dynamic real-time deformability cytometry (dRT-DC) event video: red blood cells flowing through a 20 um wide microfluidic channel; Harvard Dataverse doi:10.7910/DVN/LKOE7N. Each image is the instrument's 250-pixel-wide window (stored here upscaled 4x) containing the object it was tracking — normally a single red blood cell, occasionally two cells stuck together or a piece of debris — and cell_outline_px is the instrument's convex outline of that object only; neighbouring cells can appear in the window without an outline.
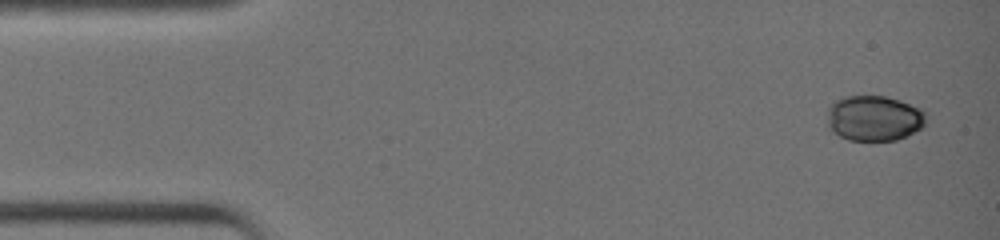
{"species": "common noctule bat (a hibernating species)", "species_latin": "Nyctalus noctula", "temperature_condition": "warm", "stored_images_in_passage": 40, "camera_frame_rate_fps": 3000, "um_per_image_px": 0.085, "animal": {"sex": "female", "body_mass_g": 19.0, "forearm_length_mm": 51.5}, "frame": {"image": 1, "passage_image": 1, "time_ms": 0.0, "image_size_px": [1000, 240], "cell_outline_px": [[928, 116], [924, 124], [920, 128], [908, 136], [896, 140], [848, 140], [840, 136], [828, 128], [828, 108], [836, 100], [844, 96], [884, 96], [900, 100], [920, 108], [928, 112]], "centroid_in_image_um": [74.33, 10.04], "position_along_channel_um": 10.7, "area_um2": 26.36}}
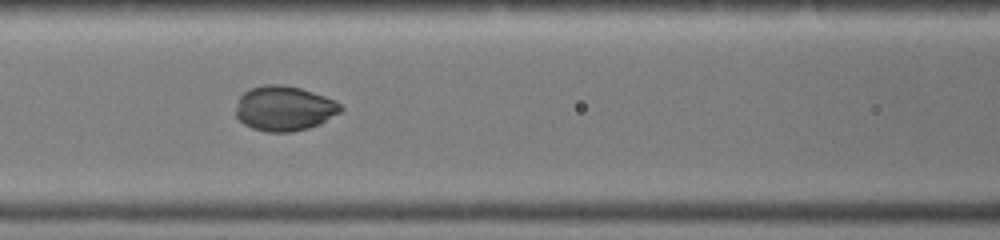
{"frame": {"image": 2, "passage_image": 17, "time_ms": 5.333, "image_size_px": [1000, 240], "cell_outline_px": [[344, 108], [340, 112], [320, 124], [308, 128], [292, 132], [268, 132], [252, 128], [244, 124], [236, 116], [236, 108], [240, 96], [244, 92], [252, 88], [264, 84], [280, 84], [300, 88], [336, 100]], "centroid_in_image_um": [24.17, 9.22], "position_along_channel_um": 142.4, "area_um2": 27.4}}
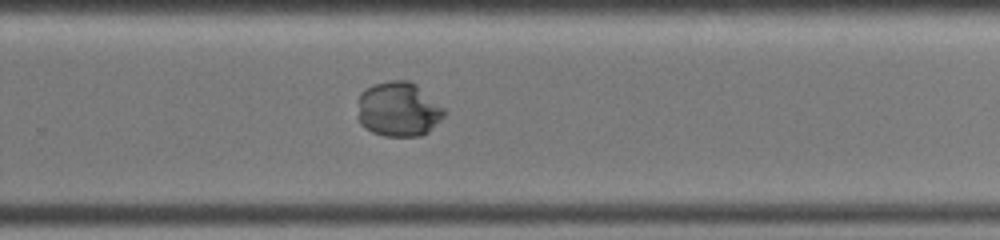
{"frame": {"image": 3, "passage_image": 27, "time_ms": 8.667, "image_size_px": [1000, 240], "cell_outline_px": [[448, 112], [428, 132], [420, 136], [384, 136], [372, 132], [364, 128], [360, 124], [356, 116], [356, 100], [360, 92], [372, 84], [388, 80], [408, 80], [416, 84], [444, 108]], "centroid_in_image_um": [33.8, 9.28], "position_along_channel_um": 296.0, "area_um2": 28.21}, "authors_computed_cell_mechanics": {"area_um2": 27.5128, "velocity_mm_per_s": 4.6242, "shape_relaxation_time_tau1_ms": 4.5551, "shape_relaxation_time_tau2_ms": null, "deformation_change_tau1": 0.1827, "deformation_change_tau2": null}}